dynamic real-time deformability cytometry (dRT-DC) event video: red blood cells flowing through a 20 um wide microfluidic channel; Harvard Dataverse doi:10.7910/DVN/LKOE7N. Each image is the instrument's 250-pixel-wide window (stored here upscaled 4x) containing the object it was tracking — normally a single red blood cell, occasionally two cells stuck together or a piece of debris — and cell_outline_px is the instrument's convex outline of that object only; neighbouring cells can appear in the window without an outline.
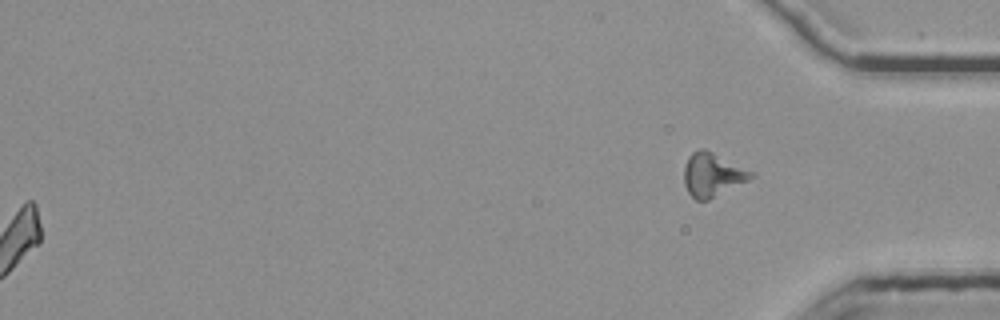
{"species": "common noctule bat (a hibernating species)", "species_latin": "Nyctalus noctula", "temperature_condition": "room temperature", "stored_images_in_passage": 55, "segment_of_instrument_passage": [2, 2], "camera_frame_rate_fps": 3000, "um_per_image_px": 0.085, "animal": {"sex": "female", "body_mass_g": 25.1}, "frame": {"image": 1, "passage_image": 55, "time_ms": 18.0, "image_size_px": [1000, 320], "cell_outline_px": [[756, 176], [708, 200], [696, 200], [688, 192], [684, 184], [684, 168], [688, 156], [696, 148], [704, 148], [752, 172]], "centroid_in_image_um": [60.51, 14.84], "position_along_channel_um": 374.7, "area_um2": 16.76}}